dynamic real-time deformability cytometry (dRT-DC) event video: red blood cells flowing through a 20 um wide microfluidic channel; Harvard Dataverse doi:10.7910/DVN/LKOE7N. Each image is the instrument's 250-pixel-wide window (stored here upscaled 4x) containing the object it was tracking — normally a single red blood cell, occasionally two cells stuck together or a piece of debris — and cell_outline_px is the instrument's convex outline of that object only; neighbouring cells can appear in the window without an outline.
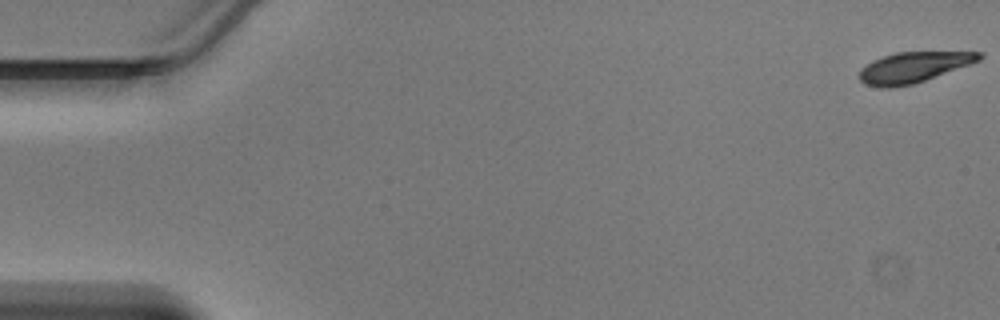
{"species": "Egyptian fruit bat (a non-hibernating species)", "species_latin": "Rousettus aegyptiacus", "temperature_condition": "warm", "stored_images_in_passage": 48, "camera_frame_rate_fps": 3000, "um_per_image_px": 0.085, "animal": {"sex": "male"}, "frame": {"image": 1, "passage_image": 1, "time_ms": 0.0, "image_size_px": [1000, 320], "cell_outline_px": [[984, 56], [980, 60], [924, 80], [912, 84], [892, 88], [880, 88], [864, 84], [860, 80], [860, 68], [872, 60], [896, 52], [984, 52]], "centroid_in_image_um": [77.6, 5.72], "position_along_channel_um": 7.4, "area_um2": 21.15}}
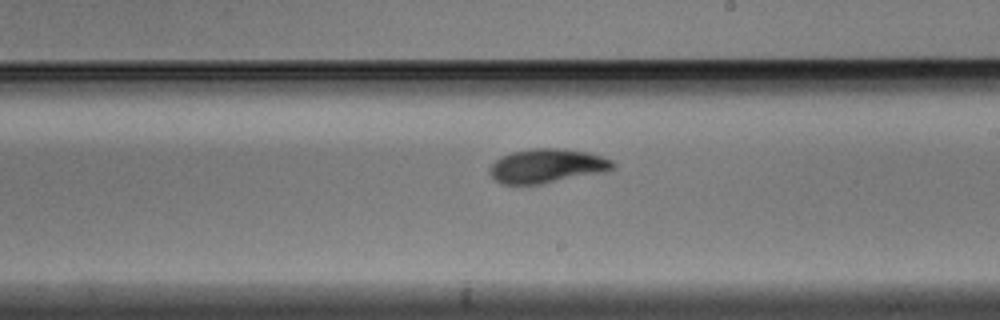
{"frame": {"image": 2, "passage_image": 28, "time_ms": 9.0, "image_size_px": [1000, 320], "cell_outline_px": [[616, 168], [608, 172], [544, 184], [504, 184], [496, 180], [488, 172], [488, 168], [500, 156], [512, 152], [532, 148], [560, 148], [588, 152], [612, 160], [616, 164]], "centroid_in_image_um": [46.54, 14.11], "position_along_channel_um": 242.5, "area_um2": 24.91}}
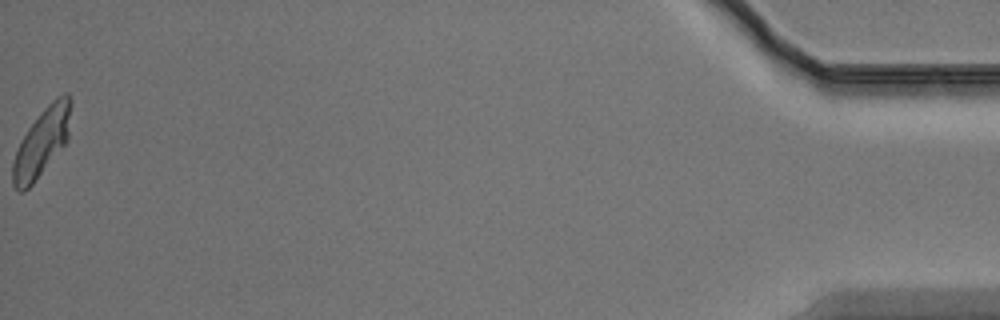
{"frame": {"image": 3, "passage_image": 48, "time_ms": 15.667, "image_size_px": [1000, 320], "cell_outline_px": [[72, 100], [68, 140], [32, 184], [24, 192], [20, 192], [12, 184], [12, 164], [20, 140], [28, 128], [40, 112], [56, 96], [64, 92], [68, 92]], "centroid_in_image_um": [3.57, 12.05], "position_along_channel_um": 431.6, "area_um2": 23.06}}